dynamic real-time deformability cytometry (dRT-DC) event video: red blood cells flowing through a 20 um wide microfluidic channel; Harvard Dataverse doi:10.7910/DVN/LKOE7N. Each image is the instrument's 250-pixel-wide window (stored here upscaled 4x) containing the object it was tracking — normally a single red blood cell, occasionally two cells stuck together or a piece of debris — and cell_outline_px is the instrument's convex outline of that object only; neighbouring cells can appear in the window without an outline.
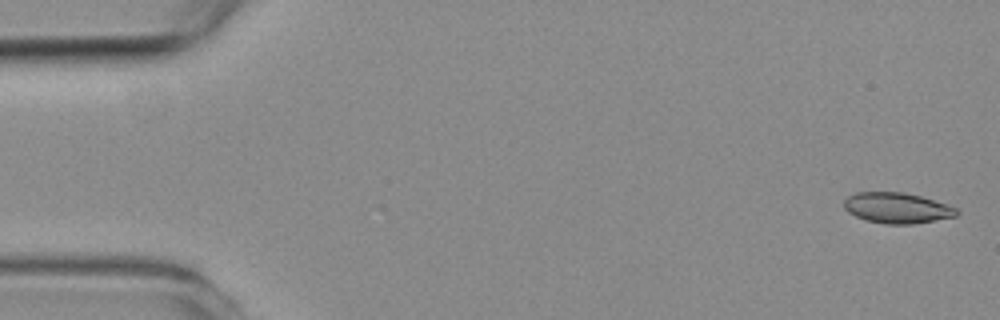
{"species": "common noctule bat (a hibernating species)", "species_latin": "Nyctalus noctula", "temperature_condition": "room temperature", "stored_images_in_passage": 4, "camera_frame_rate_fps": 3000, "um_per_image_px": 0.085, "animal": {"sex": "female", "body_mass_g": 19.3, "forearm_length_mm": 54.1}, "frame": {"image": 1, "passage_image": 4, "time_ms": 6.0, "image_size_px": [1000, 320], "cell_outline_px": [[960, 212], [956, 216], [912, 224], [884, 224], [864, 220], [848, 212], [844, 208], [844, 200], [848, 196], [856, 192], [904, 192], [920, 196], [956, 208]], "centroid_in_image_um": [76.2, 17.68], "position_along_channel_um": 8.8, "area_um2": 20.0}}